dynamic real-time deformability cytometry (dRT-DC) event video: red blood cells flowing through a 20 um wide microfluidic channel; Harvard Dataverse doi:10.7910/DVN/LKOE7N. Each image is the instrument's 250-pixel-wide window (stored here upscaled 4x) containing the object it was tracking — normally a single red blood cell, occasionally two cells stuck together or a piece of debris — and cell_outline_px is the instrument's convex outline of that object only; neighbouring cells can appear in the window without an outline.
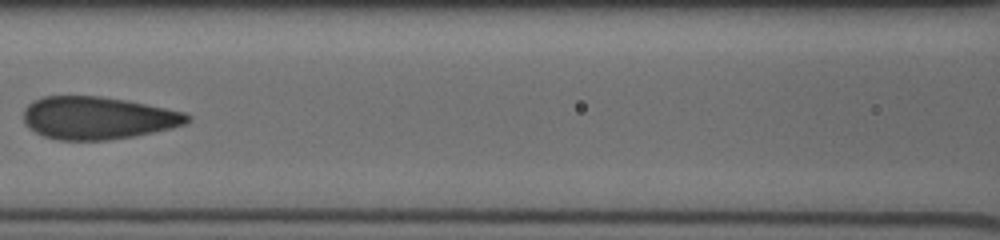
{"species": "human", "species_latin": "Homo sapiens", "temperature_condition": "cold", "stored_images_in_passage": 14, "camera_frame_rate_fps": 3000, "um_per_image_px": 0.085, "donor": {"sex": "male"}, "frame": {"image": 1, "passage_image": 9, "time_ms": 6.333, "image_size_px": [1000, 240], "cell_outline_px": [[192, 120], [184, 124], [172, 128], [132, 136], [108, 140], [56, 140], [44, 136], [28, 128], [24, 124], [24, 108], [32, 100], [44, 96], [100, 96], [124, 100], [184, 112], [192, 116]], "centroid_in_image_um": [8.27, 10.03], "position_along_channel_um": 158.3, "area_um2": 40.63}}
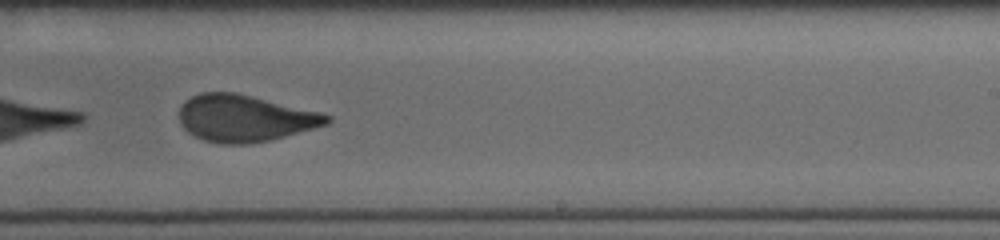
{"frame": {"image": 2, "passage_image": 12, "time_ms": 9.0, "image_size_px": [1000, 240], "cell_outline_px": [[332, 120], [328, 124], [284, 136], [268, 140], [248, 144], [220, 144], [204, 140], [188, 132], [180, 124], [180, 104], [184, 100], [200, 92], [236, 92], [320, 112], [332, 116]], "centroid_in_image_um": [20.78, 10.04], "position_along_channel_um": 268.2, "area_um2": 40.23}}
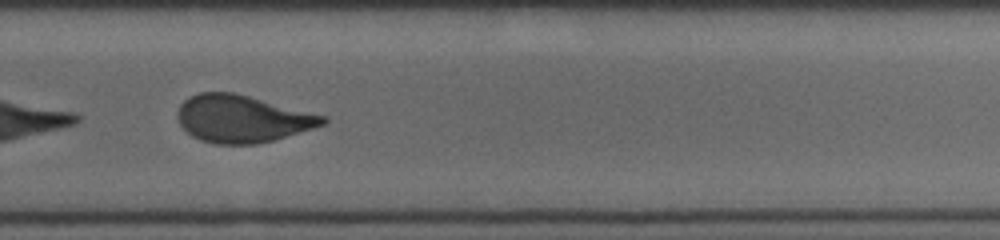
{"frame": {"image": 3, "passage_image": 13, "time_ms": 10.0, "image_size_px": [1000, 240], "cell_outline_px": [[328, 120], [324, 124], [312, 128], [272, 140], [256, 144], [216, 144], [200, 140], [192, 136], [180, 124], [176, 116], [176, 112], [180, 104], [188, 96], [200, 92], [232, 92], [328, 116]], "centroid_in_image_um": [20.55, 10.09], "position_along_channel_um": 309.2, "area_um2": 39.88}}